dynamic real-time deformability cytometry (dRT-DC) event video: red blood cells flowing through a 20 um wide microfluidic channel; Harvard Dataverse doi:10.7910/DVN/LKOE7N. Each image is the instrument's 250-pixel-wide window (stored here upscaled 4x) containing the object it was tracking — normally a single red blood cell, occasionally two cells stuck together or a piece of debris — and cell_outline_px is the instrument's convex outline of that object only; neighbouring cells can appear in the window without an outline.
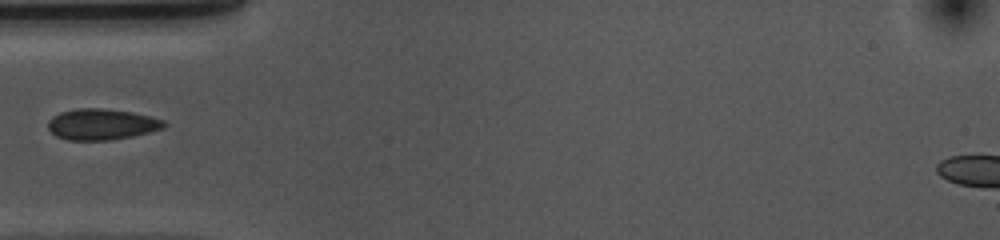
{"species": "common noctule bat (a hibernating species)", "species_latin": "Nyctalus noctula", "temperature_condition": "cold", "stored_images_in_passage": 37, "camera_frame_rate_fps": 3000, "um_per_image_px": 0.085, "animal": {"sex": "female", "body_mass_g": 10.0, "forearm_length_mm": 53.1}, "frame": {"image": 1, "passage_image": 1, "time_ms": 0.0, "image_size_px": [1000, 240], "cell_outline_px": [[168, 124], [164, 128], [132, 136], [112, 140], [68, 140], [56, 136], [48, 128], [48, 120], [52, 116], [60, 112], [80, 108], [100, 108], [132, 112], [164, 120]], "centroid_in_image_um": [8.63, 10.57], "position_along_channel_um": 76.4, "area_um2": 20.92}}